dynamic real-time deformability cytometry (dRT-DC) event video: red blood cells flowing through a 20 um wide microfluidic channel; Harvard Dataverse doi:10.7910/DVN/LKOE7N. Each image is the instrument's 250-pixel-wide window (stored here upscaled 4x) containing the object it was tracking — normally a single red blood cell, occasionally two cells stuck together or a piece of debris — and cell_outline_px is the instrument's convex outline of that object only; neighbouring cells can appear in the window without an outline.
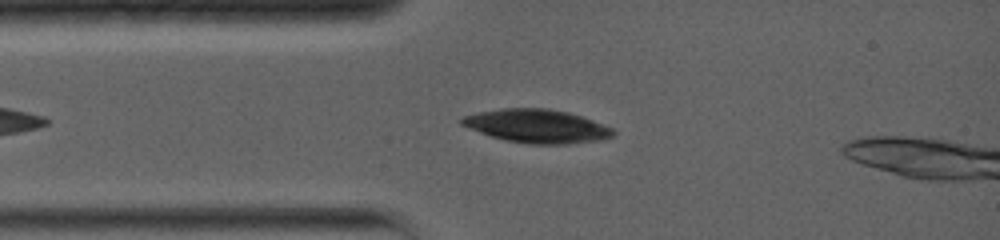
{"species": "common noctule bat (a hibernating species)", "species_latin": "Nyctalus noctula", "temperature_condition": "warm", "stored_images_in_passage": 8, "camera_frame_rate_fps": 5000, "um_per_image_px": 0.085, "animal": {"sex": "female", "body_mass_g": 19.0, "forearm_length_mm": 56.7}, "frame": {"image": 1, "passage_image": 7, "time_ms": 1.8, "image_size_px": [1000, 240], "cell_outline_px": [[616, 132], [612, 136], [604, 140], [568, 144], [528, 144], [504, 140], [468, 128], [460, 124], [456, 120], [464, 116], [480, 112], [500, 108], [548, 108], [568, 112], [592, 120], [612, 128]], "centroid_in_image_um": [45.63, 10.72], "position_along_channel_um": 39.4, "area_um2": 29.65}}